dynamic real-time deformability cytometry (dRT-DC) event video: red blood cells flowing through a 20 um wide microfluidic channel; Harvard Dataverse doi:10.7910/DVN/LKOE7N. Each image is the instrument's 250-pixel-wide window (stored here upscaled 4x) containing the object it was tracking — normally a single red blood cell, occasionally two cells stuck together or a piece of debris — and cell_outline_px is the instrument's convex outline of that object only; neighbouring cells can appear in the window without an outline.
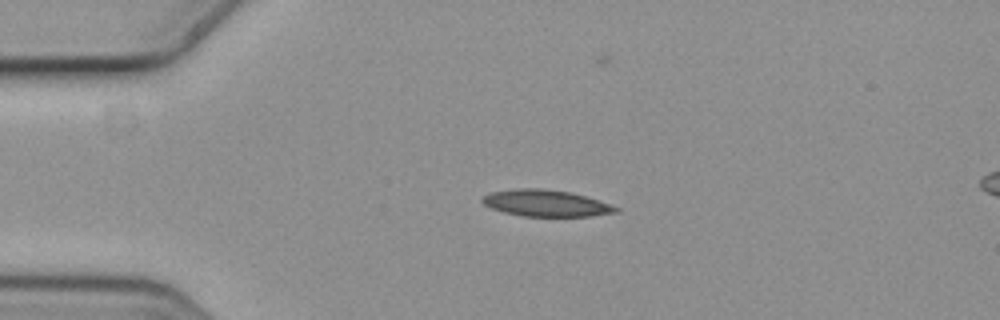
{"species": "common noctule bat (a hibernating species)", "species_latin": "Nyctalus noctula", "temperature_condition": "cold", "stored_images_in_passage": 5, "segment_of_instrument_passage": [1, 2], "camera_frame_rate_fps": 3000, "um_per_image_px": 0.085, "animal": {"sex": "female", "body_mass_g": 19.3, "forearm_length_mm": 54.1}, "frame": {"image": 1, "passage_image": 3, "time_ms": 0.667, "image_size_px": [1000, 320], "cell_outline_px": [[620, 212], [592, 216], [524, 216], [504, 212], [492, 208], [484, 204], [480, 200], [488, 192], [516, 188], [536, 188], [572, 192], [620, 208]], "centroid_in_image_um": [46.38, 17.27], "position_along_channel_um": 38.6, "area_um2": 20.58}}